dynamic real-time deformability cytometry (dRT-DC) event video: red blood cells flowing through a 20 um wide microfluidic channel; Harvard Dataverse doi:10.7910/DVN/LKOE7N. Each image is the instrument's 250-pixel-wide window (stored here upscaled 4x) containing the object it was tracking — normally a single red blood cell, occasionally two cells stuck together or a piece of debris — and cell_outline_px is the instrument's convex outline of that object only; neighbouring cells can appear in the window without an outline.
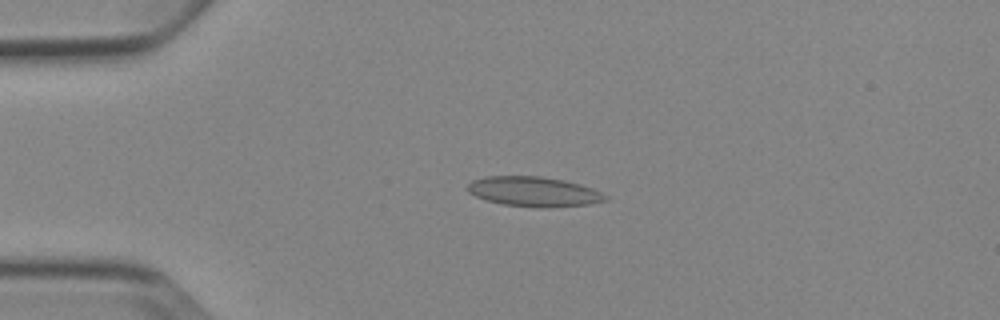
{"species": "Egyptian fruit bat (a non-hibernating species)", "species_latin": "Rousettus aegyptiacus", "temperature_condition": "cold", "stored_images_in_passage": 53, "camera_frame_rate_fps": 3000, "um_per_image_px": 0.085, "animal": {"sex": "female"}, "frame": {"image": 1, "passage_image": 13, "time_ms": 4.0, "image_size_px": [1000, 320], "cell_outline_px": [[608, 200], [588, 204], [540, 208], [504, 204], [488, 200], [476, 196], [468, 192], [468, 184], [472, 180], [484, 176], [540, 176], [564, 180], [580, 184], [592, 188], [608, 196]], "centroid_in_image_um": [45.38, 16.28], "position_along_channel_um": 39.6, "area_um2": 23.81}}
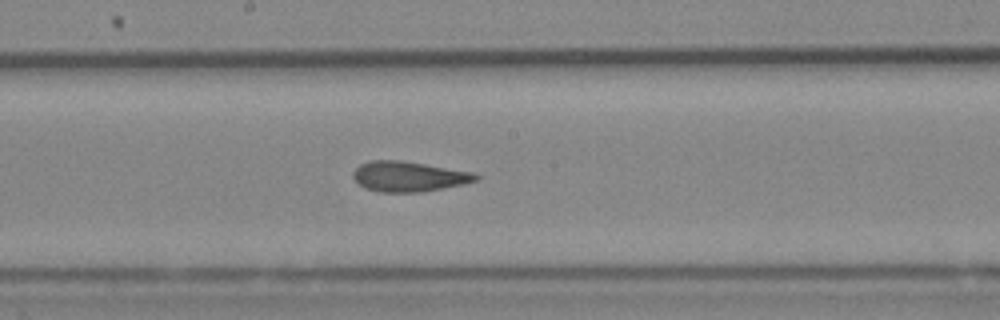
{"frame": {"image": 2, "passage_image": 29, "time_ms": 9.333, "image_size_px": [1000, 320], "cell_outline_px": [[480, 180], [464, 184], [424, 192], [380, 192], [364, 188], [352, 176], [352, 172], [360, 164], [368, 160], [400, 160], [472, 172], [480, 176]], "centroid_in_image_um": [34.74, 15.0], "position_along_channel_um": 213.5, "area_um2": 21.68}}
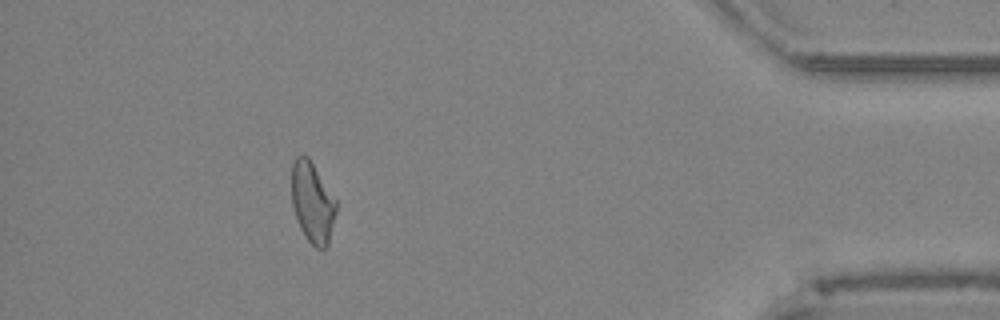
{"frame": {"image": 3, "passage_image": 48, "time_ms": 15.667, "image_size_px": [1000, 320], "cell_outline_px": [[336, 212], [328, 244], [324, 248], [316, 248], [308, 240], [300, 228], [292, 204], [292, 164], [296, 156], [308, 156], [336, 200]], "centroid_in_image_um": [26.55, 17.2], "position_along_channel_um": 408.6, "area_um2": 20.58}, "authors_computed_cell_mechanics": {"area_um2": 22.0218, "velocity_mm_per_s": 3.8626, "shape_relaxation_time_tau1_ms": null, "shape_relaxation_time_tau2_ms": 2.1849, "deformation_change_tau1": null, "deformation_change_tau2": 0.0776}}